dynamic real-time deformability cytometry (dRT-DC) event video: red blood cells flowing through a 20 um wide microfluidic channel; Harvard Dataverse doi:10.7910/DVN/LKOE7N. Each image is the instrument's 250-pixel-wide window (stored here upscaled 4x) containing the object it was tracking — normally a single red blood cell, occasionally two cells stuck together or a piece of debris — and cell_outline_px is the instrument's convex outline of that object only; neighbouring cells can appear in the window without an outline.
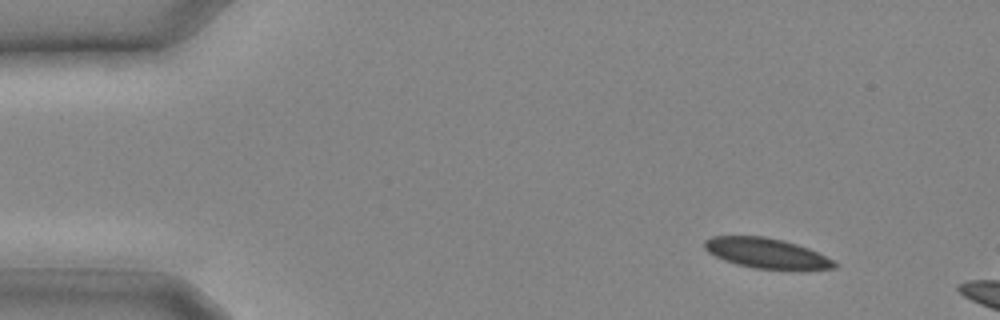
{"species": "common noctule bat (a hibernating species)", "species_latin": "Nyctalus noctula", "temperature_condition": "cold", "stored_images_in_passage": 5, "camera_frame_rate_fps": 3000, "um_per_image_px": 0.085, "animal": {"sex": "male", "body_mass_g": 20.4}, "frame": {"image": 1, "passage_image": 1, "time_ms": 0.0, "image_size_px": [1000, 320], "cell_outline_px": [[836, 268], [800, 272], [752, 268], [736, 264], [724, 260], [708, 252], [704, 248], [704, 240], [712, 236], [764, 236], [784, 240], [808, 248], [832, 260], [836, 264]], "centroid_in_image_um": [65.18, 21.56], "position_along_channel_um": 19.8, "area_um2": 23.41}}